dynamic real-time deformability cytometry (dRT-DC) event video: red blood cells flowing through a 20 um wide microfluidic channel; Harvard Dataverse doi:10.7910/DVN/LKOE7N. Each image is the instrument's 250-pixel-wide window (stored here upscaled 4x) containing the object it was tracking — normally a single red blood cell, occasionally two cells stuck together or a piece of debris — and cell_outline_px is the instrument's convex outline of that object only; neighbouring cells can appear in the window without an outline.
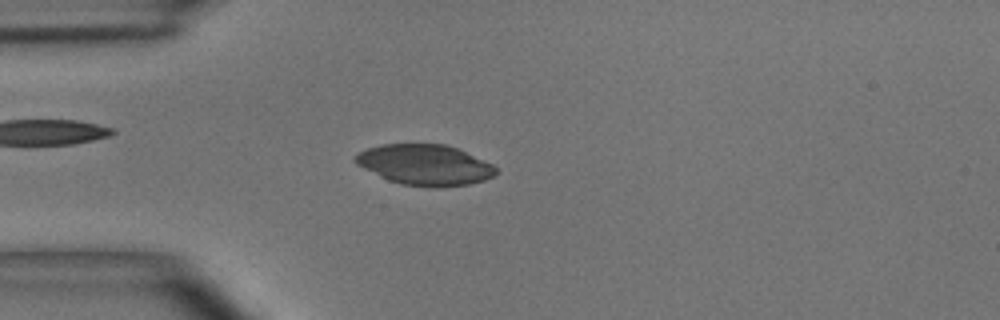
{"species": "common noctule bat (a hibernating species)", "species_latin": "Nyctalus noctula", "temperature_condition": "room temperature", "stored_images_in_passage": 50, "camera_frame_rate_fps": 3000, "um_per_image_px": 0.085, "animal": {"sex": "male", "body_mass_g": 15.6}, "frame": {"image": 1, "passage_image": 13, "time_ms": 4.0, "image_size_px": [1000, 320], "cell_outline_px": [[500, 172], [484, 180], [468, 184], [440, 188], [432, 188], [400, 184], [388, 180], [356, 164], [352, 160], [360, 152], [368, 148], [380, 144], [448, 144], [492, 164]], "centroid_in_image_um": [36.12, 14.02], "position_along_channel_um": 48.9, "area_um2": 33.35}}
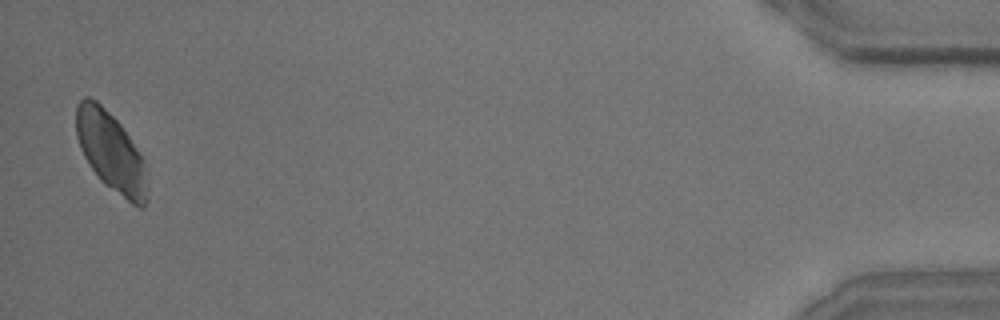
{"frame": {"image": 2, "passage_image": 49, "time_ms": 16.0, "image_size_px": [1000, 320], "cell_outline_px": [[148, 200], [144, 208], [136, 208], [104, 184], [100, 180], [84, 156], [80, 148], [76, 136], [76, 104], [84, 96], [88, 96], [96, 100], [120, 124], [144, 160]], "centroid_in_image_um": [9.43, 12.94], "position_along_channel_um": 425.8, "area_um2": 32.95}}